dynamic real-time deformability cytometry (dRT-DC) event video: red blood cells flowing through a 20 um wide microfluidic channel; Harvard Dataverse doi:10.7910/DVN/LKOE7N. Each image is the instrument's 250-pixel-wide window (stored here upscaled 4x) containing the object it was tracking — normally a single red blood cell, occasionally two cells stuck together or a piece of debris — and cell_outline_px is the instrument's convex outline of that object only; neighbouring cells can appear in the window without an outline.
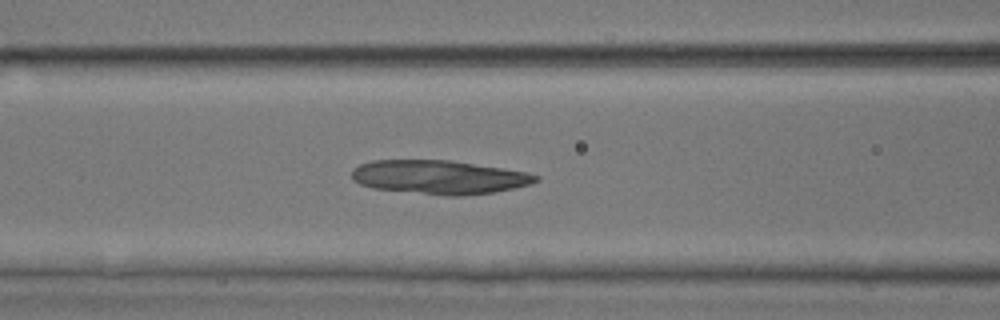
{"species": "common noctule bat (a hibernating species)", "species_latin": "Nyctalus noctula", "temperature_condition": "room temperature", "stored_images_in_passage": 52, "camera_frame_rate_fps": 3000, "um_per_image_px": 0.085, "animal": {"sex": "male", "body_mass_g": 17.9, "forearm_length_mm": 54.2}, "frame": {"image": 1, "passage_image": 22, "time_ms": 7.0, "image_size_px": [1000, 320], "cell_outline_px": [[540, 180], [532, 184], [496, 192], [464, 196], [448, 196], [372, 188], [360, 184], [352, 180], [352, 168], [360, 164], [372, 160], [448, 160], [528, 172], [540, 176]], "centroid_in_image_um": [37.34, 15.06], "position_along_channel_um": 129.3, "area_um2": 36.47}}
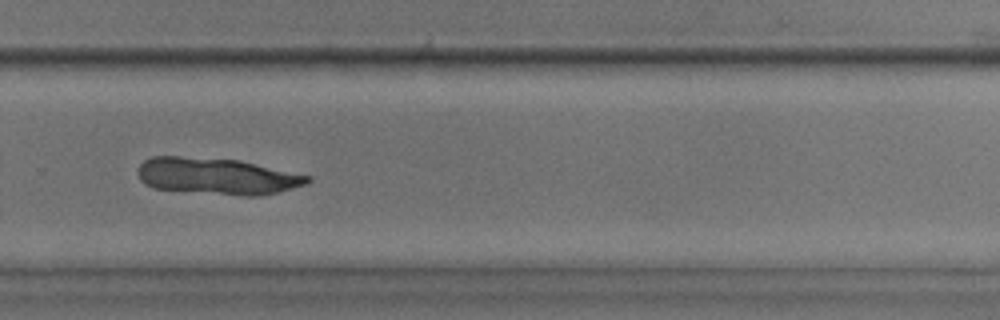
{"frame": {"image": 2, "passage_image": 36, "time_ms": 11.667, "image_size_px": [1000, 320], "cell_outline_px": [[312, 180], [304, 184], [292, 188], [260, 196], [240, 196], [152, 188], [144, 184], [140, 180], [136, 172], [136, 168], [144, 160], [152, 156], [180, 156], [240, 160], [312, 176]], "centroid_in_image_um": [18.4, 14.97], "position_along_channel_um": 311.4, "area_um2": 36.47}}
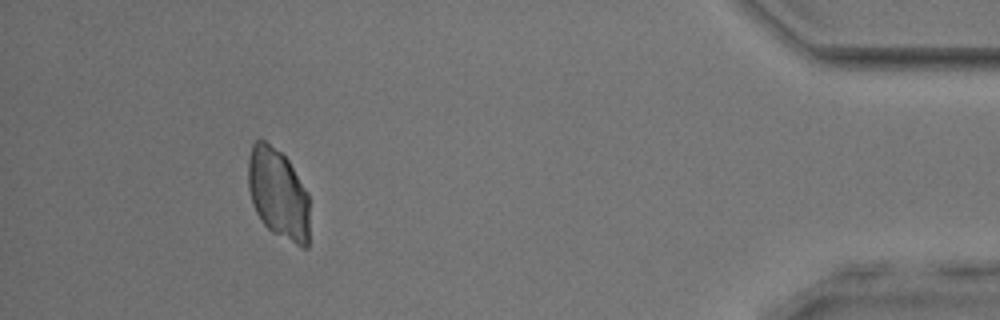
{"frame": {"image": 3, "passage_image": 48, "time_ms": 15.667, "image_size_px": [1000, 320], "cell_outline_px": [[308, 248], [300, 248], [272, 232], [260, 220], [252, 204], [248, 188], [248, 160], [252, 144], [260, 136], [280, 152], [288, 160], [308, 192]], "centroid_in_image_um": [23.63, 16.47], "position_along_channel_um": 411.6, "area_um2": 32.66}}